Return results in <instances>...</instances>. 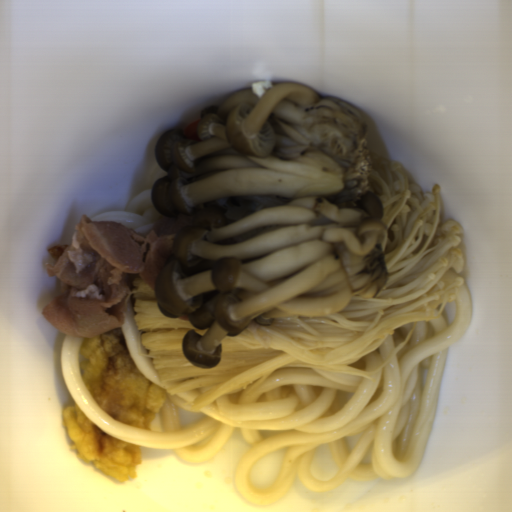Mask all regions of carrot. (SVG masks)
Masks as SVG:
<instances>
[{
	"label": "carrot",
	"instance_id": "b8716197",
	"mask_svg": "<svg viewBox=\"0 0 512 512\" xmlns=\"http://www.w3.org/2000/svg\"><path fill=\"white\" fill-rule=\"evenodd\" d=\"M200 122H201V118L198 120H192L184 127L182 133L184 135H186L187 137H190V138L198 140V141H202L198 134Z\"/></svg>",
	"mask_w": 512,
	"mask_h": 512
}]
</instances>
